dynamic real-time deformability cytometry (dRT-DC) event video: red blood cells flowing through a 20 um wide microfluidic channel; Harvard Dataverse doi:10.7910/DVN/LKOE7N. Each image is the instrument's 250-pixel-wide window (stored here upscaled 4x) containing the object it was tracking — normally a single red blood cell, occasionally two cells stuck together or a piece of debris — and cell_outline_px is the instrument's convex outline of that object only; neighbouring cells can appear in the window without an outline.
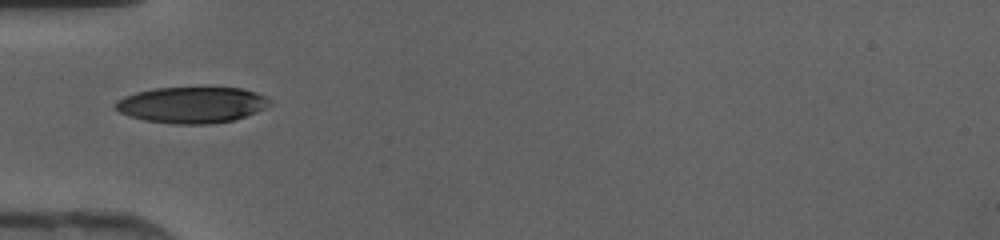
{"species": "human", "species_latin": "Homo sapiens", "temperature_condition": "cold", "stored_images_in_passage": 31, "camera_frame_rate_fps": 3000, "um_per_image_px": 0.085, "donor": {"sex": "female"}, "frame": {"image": 1, "passage_image": 1, "time_ms": 0.0, "image_size_px": [1000, 240], "cell_outline_px": [[272, 104], [256, 112], [236, 120], [208, 124], [176, 124], [144, 120], [120, 112], [116, 108], [116, 100], [124, 96], [136, 92], [156, 88], [240, 88], [264, 96], [272, 100]], "centroid_in_image_um": [16.32, 8.92], "position_along_channel_um": 68.7, "area_um2": 32.25}}
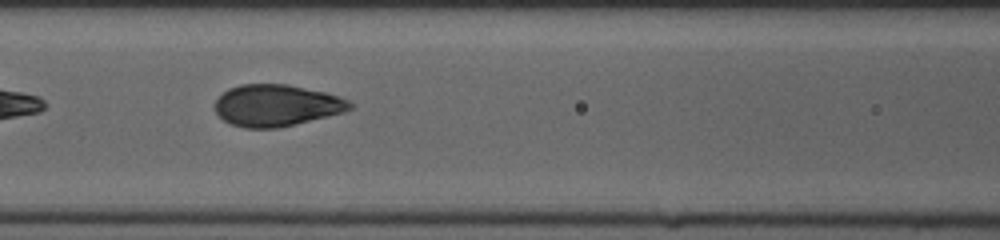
{"frame": {"image": 2, "passage_image": 6, "time_ms": 1.667, "image_size_px": [1000, 240], "cell_outline_px": [[352, 108], [344, 112], [296, 124], [276, 128], [244, 128], [232, 124], [224, 120], [216, 112], [212, 104], [228, 88], [240, 84], [288, 84], [324, 92], [348, 100], [352, 104]], "centroid_in_image_um": [23.46, 8.96], "position_along_channel_um": 143.1, "area_um2": 32.71}}
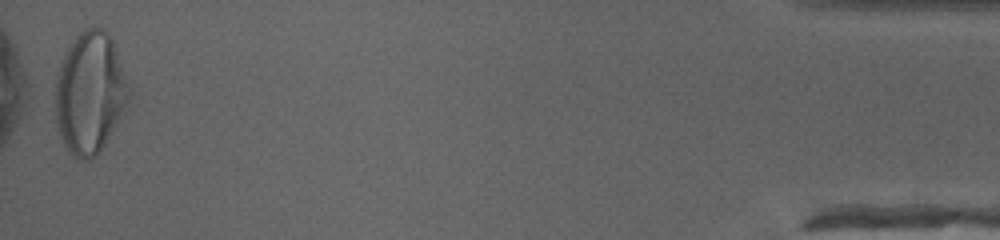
{"frame": {"image": 3, "passage_image": 31, "time_ms": 10.0, "image_size_px": [1000, 240], "cell_outline_px": [[132, 92], [128, 108], [96, 156], [88, 160], [84, 160], [72, 156], [68, 152], [60, 136], [56, 120], [56, 76], [64, 56], [68, 48], [76, 36], [80, 32], [88, 28], [104, 28], [108, 32], [112, 40]], "centroid_in_image_um": [7.68, 7.93], "position_along_channel_um": 427.5, "area_um2": 52.19}}